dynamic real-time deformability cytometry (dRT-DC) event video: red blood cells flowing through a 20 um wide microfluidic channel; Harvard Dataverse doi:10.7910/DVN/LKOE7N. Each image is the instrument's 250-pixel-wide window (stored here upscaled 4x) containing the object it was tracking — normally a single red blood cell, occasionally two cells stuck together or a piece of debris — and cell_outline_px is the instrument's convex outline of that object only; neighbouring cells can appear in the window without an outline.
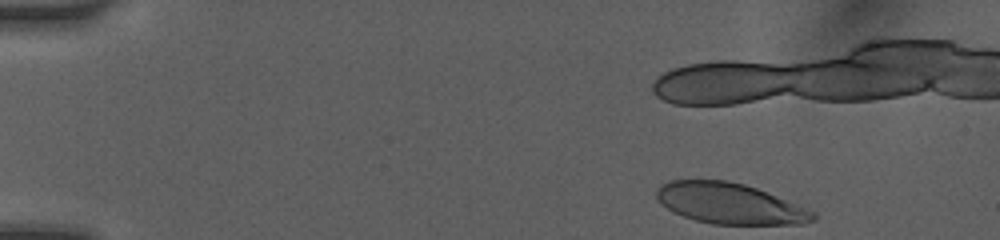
{"species": "human", "species_latin": "Homo sapiens", "temperature_condition": "room temperature", "stored_images_in_passage": 56, "camera_frame_rate_fps": 3000, "um_per_image_px": 0.085, "donor": {"sex": "female"}, "frame": {"image": 1, "passage_image": 1, "time_ms": 0.0, "image_size_px": [1000, 240], "cell_outline_px": [[816, 220], [800, 224], [712, 224], [696, 220], [684, 216], [668, 208], [656, 196], [656, 188], [660, 184], [668, 180], [728, 180], [744, 184], [756, 188], [816, 212]], "centroid_in_image_um": [62.03, 17.29], "position_along_channel_um": 23.0, "area_um2": 36.88}}